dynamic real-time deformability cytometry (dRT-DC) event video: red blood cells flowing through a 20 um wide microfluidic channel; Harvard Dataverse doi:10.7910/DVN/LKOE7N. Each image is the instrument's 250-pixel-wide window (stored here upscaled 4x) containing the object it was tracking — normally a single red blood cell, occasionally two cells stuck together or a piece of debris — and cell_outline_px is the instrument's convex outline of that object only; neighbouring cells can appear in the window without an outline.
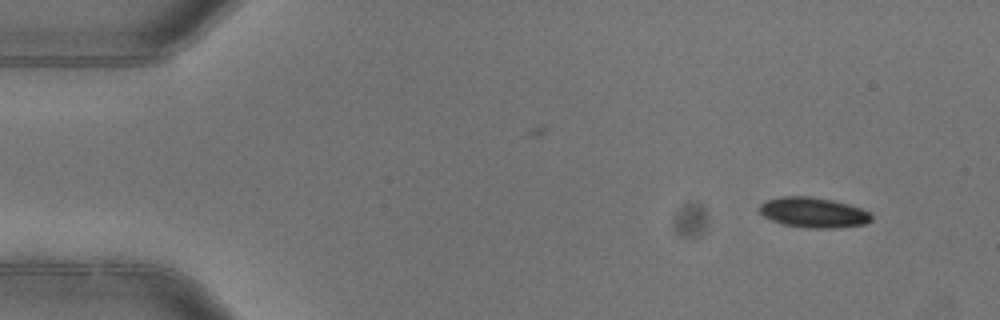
{"species": "common noctule bat (a hibernating species)", "species_latin": "Nyctalus noctula", "temperature_condition": "warm", "stored_images_in_passage": 4, "camera_frame_rate_fps": 3000, "um_per_image_px": 0.085, "animal": {"sex": "female"}, "frame": {"image": 1, "passage_image": 1, "time_ms": 0.0, "image_size_px": [1000, 320], "cell_outline_px": [[872, 220], [864, 224], [832, 228], [804, 228], [784, 224], [772, 220], [764, 216], [760, 212], [760, 204], [764, 200], [780, 196], [812, 196], [832, 200], [848, 204], [860, 208], [868, 212], [872, 216]], "centroid_in_image_um": [69.11, 18.05], "position_along_channel_um": 15.9, "area_um2": 19.71}}
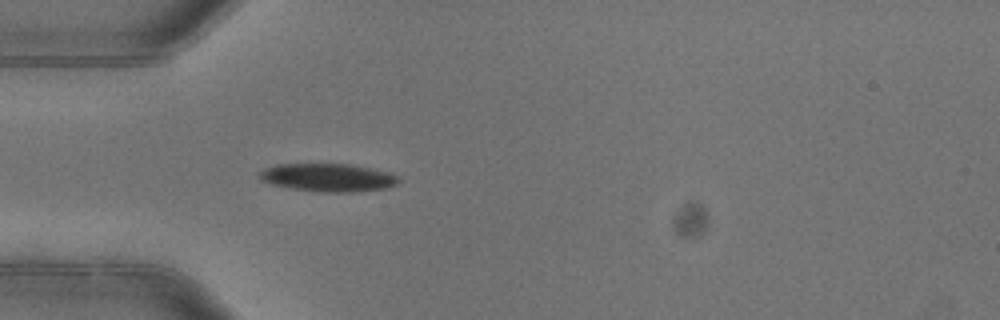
{"frame": {"image": 2, "passage_image": 4, "time_ms": 1.0, "image_size_px": [1000, 320], "cell_outline_px": [[400, 180], [396, 184], [388, 188], [352, 192], [324, 192], [292, 188], [272, 184], [260, 180], [260, 172], [264, 168], [276, 164], [352, 164], [388, 172], [396, 176]], "centroid_in_image_um": [27.89, 15.08], "position_along_channel_um": 57.1, "area_um2": 22.6}}